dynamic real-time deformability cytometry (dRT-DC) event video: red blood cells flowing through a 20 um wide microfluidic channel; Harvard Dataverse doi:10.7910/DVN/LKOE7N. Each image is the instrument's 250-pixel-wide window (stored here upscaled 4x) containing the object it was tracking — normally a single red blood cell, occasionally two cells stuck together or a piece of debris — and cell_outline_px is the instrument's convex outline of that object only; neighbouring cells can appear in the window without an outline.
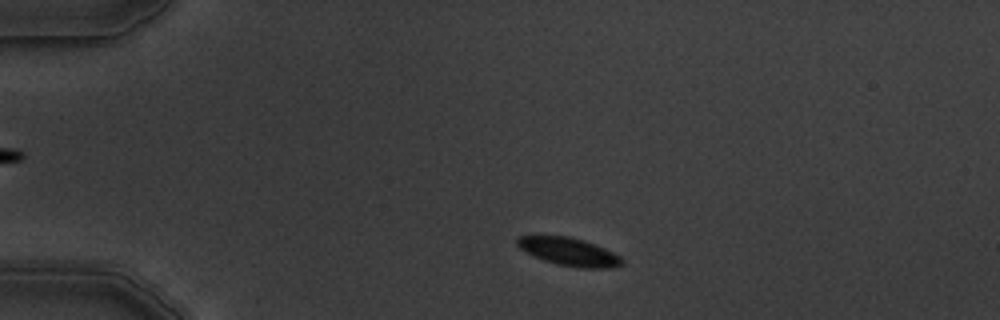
{"species": "common noctule bat (a hibernating species)", "species_latin": "Nyctalus noctula", "temperature_condition": "warm", "stored_images_in_passage": 4, "camera_frame_rate_fps": 3000, "um_per_image_px": 0.085, "animal": {"sex": "male", "body_mass_g": 19.5, "forearm_length_mm": 54.6}, "frame": {"image": 1, "passage_image": 1, "time_ms": 0.0, "image_size_px": [1000, 320], "cell_outline_px": [[624, 264], [616, 268], [576, 268], [556, 264], [532, 256], [520, 248], [516, 244], [516, 240], [520, 236], [568, 236], [584, 240], [604, 248], [620, 256], [624, 260]], "centroid_in_image_um": [48.4, 21.42], "position_along_channel_um": 36.6, "area_um2": 17.22}}
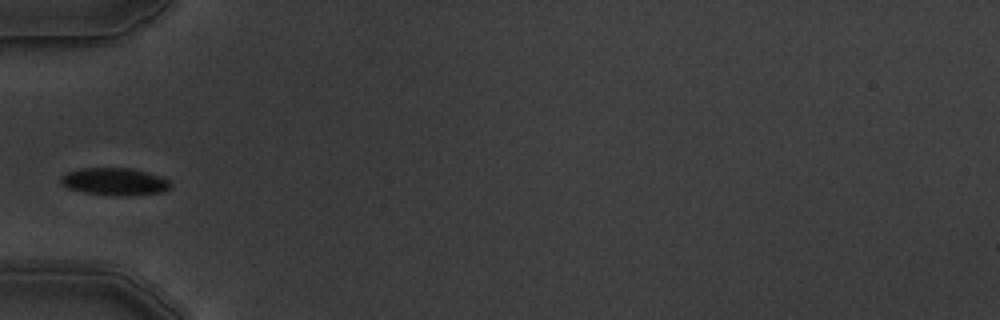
{"frame": {"image": 2, "passage_image": 3, "time_ms": 2.333, "image_size_px": [1000, 320], "cell_outline_px": [[172, 184], [164, 192], [132, 196], [116, 196], [84, 192], [68, 188], [60, 184], [60, 176], [68, 172], [80, 168], [132, 168], [160, 176], [168, 180]], "centroid_in_image_um": [9.74, 15.44], "position_along_channel_um": 75.3, "area_um2": 17.69}}